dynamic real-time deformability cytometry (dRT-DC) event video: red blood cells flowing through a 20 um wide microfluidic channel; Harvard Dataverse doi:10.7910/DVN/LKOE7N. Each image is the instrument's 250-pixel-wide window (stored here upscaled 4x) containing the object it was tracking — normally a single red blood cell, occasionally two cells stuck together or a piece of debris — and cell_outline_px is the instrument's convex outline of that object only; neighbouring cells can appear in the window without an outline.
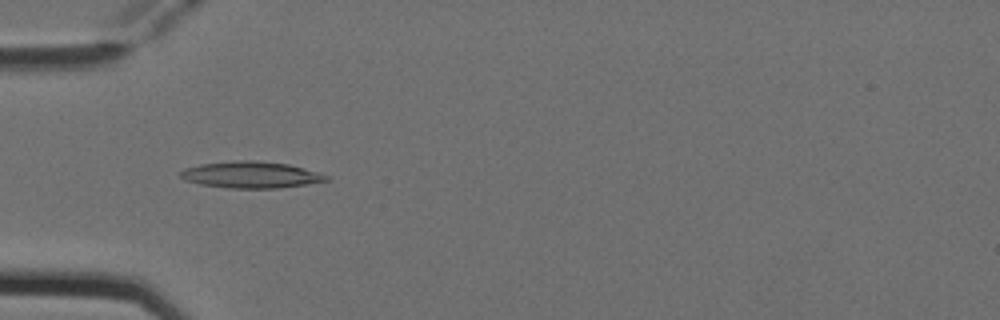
{"species": "Egyptian fruit bat (a non-hibernating species)", "species_latin": "Rousettus aegyptiacus", "temperature_condition": "cold", "stored_images_in_passage": 6, "camera_frame_rate_fps": 3000, "um_per_image_px": 0.085, "animal": {"sex": "female"}, "frame": {"image": 1, "passage_image": 4, "time_ms": 1.0, "image_size_px": [1000, 320], "cell_outline_px": [[328, 180], [308, 184], [280, 188], [228, 188], [200, 184], [184, 180], [180, 176], [180, 172], [184, 168], [200, 164], [240, 160], [256, 160], [288, 164], [304, 168], [328, 176]], "centroid_in_image_um": [21.3, 14.86], "position_along_channel_um": 63.7, "area_um2": 22.48}}
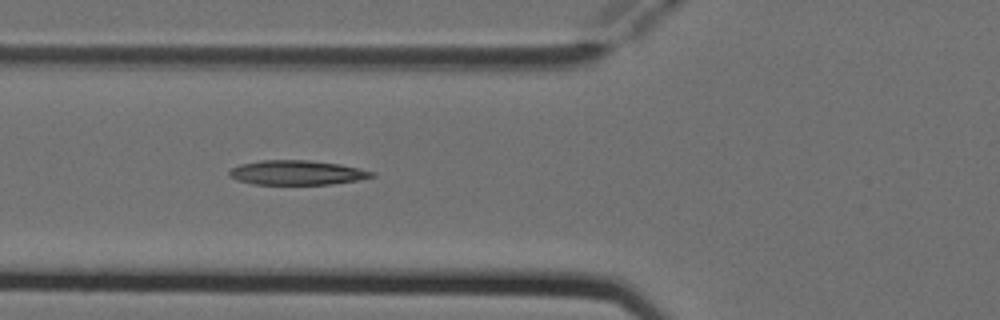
{"frame": {"image": 2, "passage_image": 5, "time_ms": 1.333, "image_size_px": [1000, 320], "cell_outline_px": [[376, 176], [360, 180], [332, 184], [252, 184], [236, 180], [228, 176], [228, 172], [232, 168], [240, 164], [260, 160], [308, 160], [340, 164], [376, 172]], "centroid_in_image_um": [25.24, 14.67], "position_along_channel_um": 100.6, "area_um2": 20.52}}
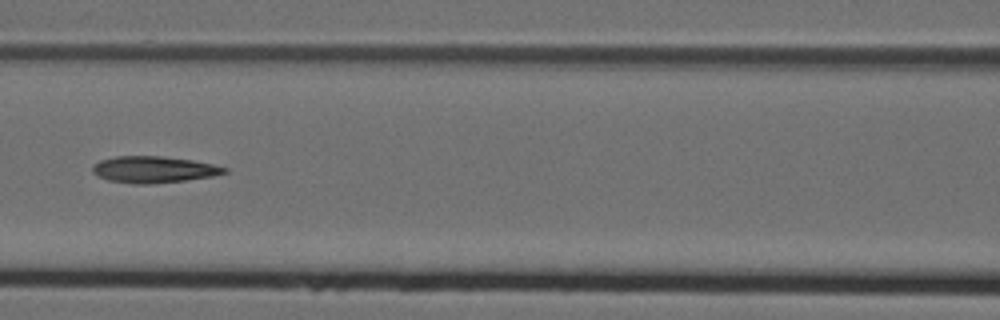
{"frame": {"image": 3, "passage_image": 6, "time_ms": 1.667, "image_size_px": [1000, 320], "cell_outline_px": [[228, 172], [212, 176], [184, 180], [152, 184], [132, 184], [108, 180], [96, 176], [92, 172], [92, 164], [100, 160], [116, 156], [160, 156], [192, 160], [212, 164], [228, 168]], "centroid_in_image_um": [13.01, 14.41], "position_along_channel_um": 153.6, "area_um2": 20.46}}